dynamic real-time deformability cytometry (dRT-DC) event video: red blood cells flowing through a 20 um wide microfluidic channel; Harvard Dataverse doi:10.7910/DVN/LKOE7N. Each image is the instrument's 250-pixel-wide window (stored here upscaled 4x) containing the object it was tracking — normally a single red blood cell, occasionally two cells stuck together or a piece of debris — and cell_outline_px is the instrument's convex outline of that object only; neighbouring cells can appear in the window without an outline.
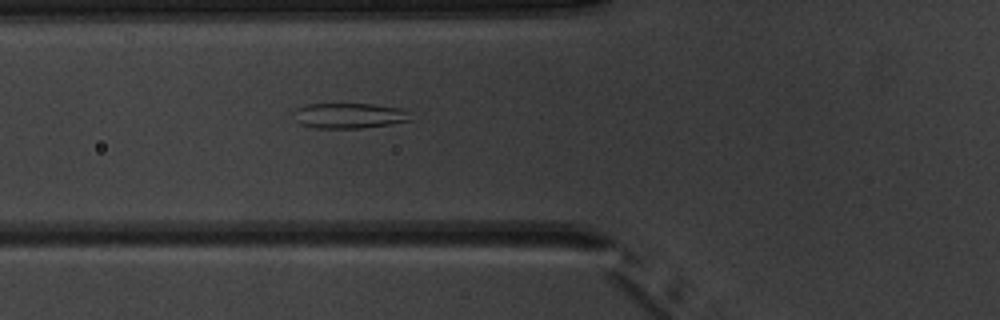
{"species": "common noctule bat (a hibernating species)", "species_latin": "Nyctalus noctula", "temperature_condition": "warm", "stored_images_in_passage": 6, "camera_frame_rate_fps": 3000, "um_per_image_px": 0.085, "animal": {"sex": "male", "body_mass_g": 20.1, "forearm_length_mm": 53.5}, "frame": {"image": 1, "passage_image": 6, "time_ms": 5.667, "image_size_px": [1000, 320], "cell_outline_px": [[412, 120], [392, 124], [360, 128], [316, 128], [300, 124], [296, 120], [292, 112], [296, 108], [308, 104], [372, 104], [400, 108], [408, 112]], "centroid_in_image_um": [29.66, 9.83], "position_along_channel_um": 96.1, "area_um2": 17.28}}